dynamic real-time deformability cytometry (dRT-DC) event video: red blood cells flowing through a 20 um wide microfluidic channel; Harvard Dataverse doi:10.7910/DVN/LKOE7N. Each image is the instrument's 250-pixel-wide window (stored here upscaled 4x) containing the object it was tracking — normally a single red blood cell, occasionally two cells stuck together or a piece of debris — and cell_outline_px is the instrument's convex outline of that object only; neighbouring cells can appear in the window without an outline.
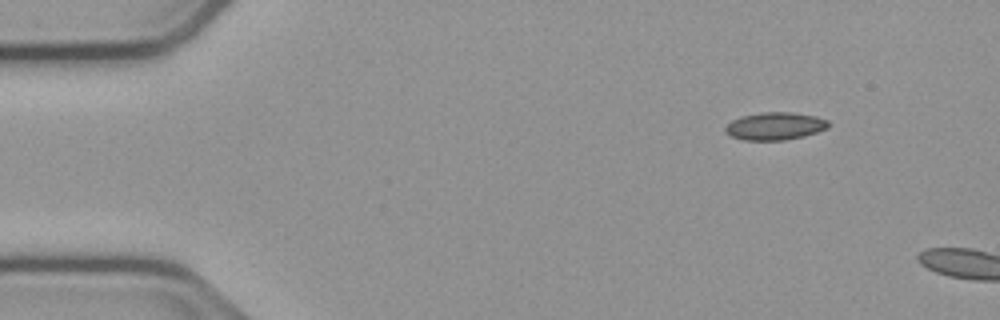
{"species": "common noctule bat (a hibernating species)", "species_latin": "Nyctalus noctula", "temperature_condition": "cold", "stored_images_in_passage": 3, "camera_frame_rate_fps": 3000, "um_per_image_px": 0.085, "animal": {"sex": "male", "body_mass_g": 23.1, "forearm_length_mm": 52.7}, "frame": {"image": 1, "passage_image": 1, "time_ms": 0.0, "image_size_px": [1000, 320], "cell_outline_px": [[828, 128], [804, 136], [784, 140], [744, 140], [732, 136], [724, 132], [724, 128], [732, 120], [740, 116], [760, 112], [792, 112], [816, 116], [828, 120]], "centroid_in_image_um": [65.86, 10.71], "position_along_channel_um": 19.1, "area_um2": 16.65}}